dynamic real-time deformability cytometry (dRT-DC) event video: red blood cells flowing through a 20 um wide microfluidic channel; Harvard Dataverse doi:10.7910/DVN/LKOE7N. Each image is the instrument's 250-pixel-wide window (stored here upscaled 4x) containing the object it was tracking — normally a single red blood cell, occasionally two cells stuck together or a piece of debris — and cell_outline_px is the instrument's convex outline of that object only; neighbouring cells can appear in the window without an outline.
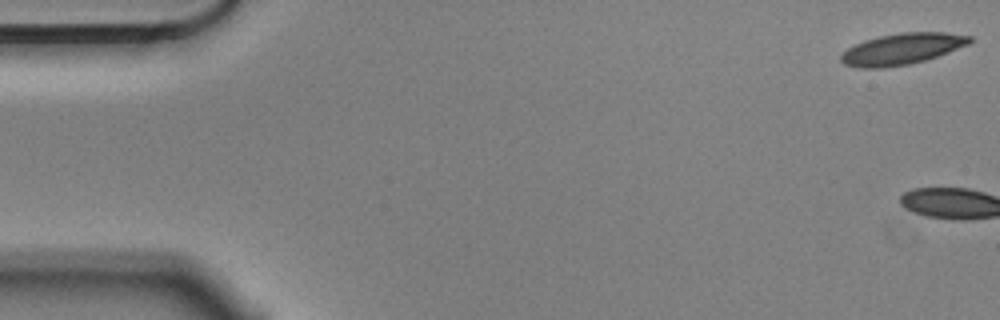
{"species": "Egyptian fruit bat (a non-hibernating species)", "species_latin": "Rousettus aegyptiacus", "temperature_condition": "cold", "stored_images_in_passage": 3, "camera_frame_rate_fps": 3000, "um_per_image_px": 0.085, "animal": {"sex": "male"}, "frame": {"image": 1, "passage_image": 1, "time_ms": 0.0, "image_size_px": [1000, 320], "cell_outline_px": [[972, 40], [968, 44], [948, 52], [924, 60], [908, 64], [884, 68], [860, 68], [844, 64], [840, 60], [840, 56], [848, 48], [864, 40], [880, 36], [900, 32], [944, 32], [972, 36]], "centroid_in_image_um": [76.65, 4.15], "position_along_channel_um": 8.3, "area_um2": 23.24}}